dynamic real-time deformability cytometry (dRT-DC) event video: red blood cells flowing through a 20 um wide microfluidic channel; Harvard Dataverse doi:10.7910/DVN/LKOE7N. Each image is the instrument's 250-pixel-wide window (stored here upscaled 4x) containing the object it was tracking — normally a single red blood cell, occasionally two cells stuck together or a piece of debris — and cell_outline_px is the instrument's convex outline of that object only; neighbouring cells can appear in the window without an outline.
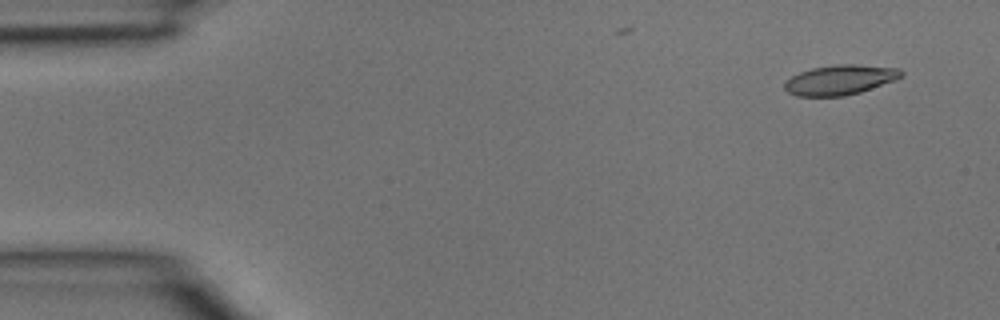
{"species": "common noctule bat (a hibernating species)", "species_latin": "Nyctalus noctula", "temperature_condition": "room temperature", "stored_images_in_passage": 3, "camera_frame_rate_fps": 3000, "um_per_image_px": 0.085, "animal": {"sex": "male", "body_mass_g": 15.6}, "frame": {"image": 1, "passage_image": 1, "time_ms": 0.0, "image_size_px": [1000, 320], "cell_outline_px": [[904, 76], [860, 92], [844, 96], [796, 96], [788, 92], [784, 88], [784, 80], [800, 72], [812, 68], [836, 64], [856, 64], [900, 68], [904, 72]], "centroid_in_image_um": [71.39, 6.78], "position_along_channel_um": 13.6, "area_um2": 20.35}}
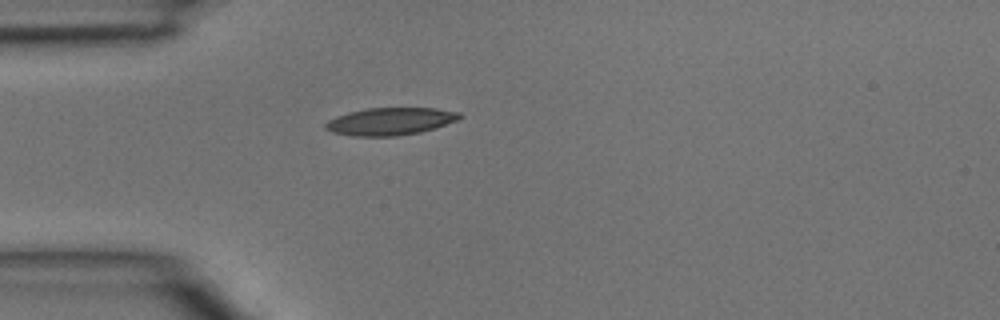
{"frame": {"image": 2, "passage_image": 3, "time_ms": 0.667, "image_size_px": [1000, 320], "cell_outline_px": [[464, 116], [456, 120], [436, 128], [420, 132], [396, 136], [352, 136], [332, 132], [324, 128], [324, 124], [328, 120], [336, 116], [348, 112], [368, 108], [436, 108], [460, 112]], "centroid_in_image_um": [33.17, 10.31], "position_along_channel_um": 51.8, "area_um2": 21.56}}